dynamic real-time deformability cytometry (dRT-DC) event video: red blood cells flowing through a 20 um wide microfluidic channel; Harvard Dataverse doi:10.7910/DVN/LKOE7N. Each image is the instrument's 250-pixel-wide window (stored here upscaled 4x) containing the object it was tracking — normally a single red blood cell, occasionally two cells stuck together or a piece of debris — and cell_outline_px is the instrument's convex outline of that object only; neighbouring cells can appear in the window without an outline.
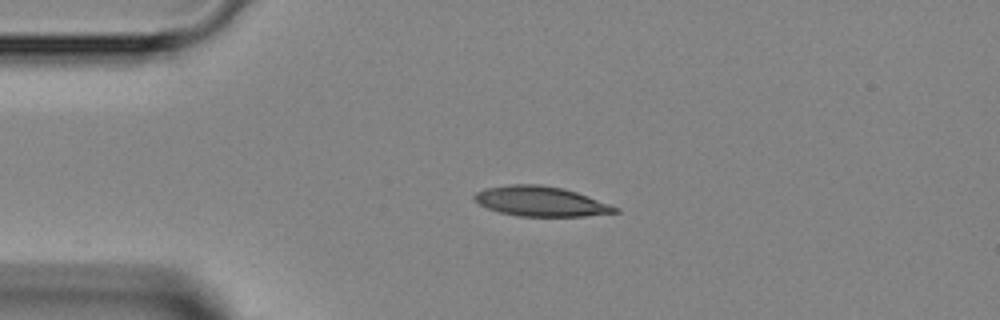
{"species": "Egyptian fruit bat (a non-hibernating species)", "species_latin": "Rousettus aegyptiacus", "temperature_condition": "room temperature", "stored_images_in_passage": 3, "camera_frame_rate_fps": 3000, "um_per_image_px": 0.085, "animal": {"sex": "female"}, "frame": {"image": 1, "passage_image": 2, "time_ms": 1.333, "image_size_px": [1000, 320], "cell_outline_px": [[620, 212], [584, 216], [520, 216], [500, 212], [488, 208], [472, 200], [472, 196], [476, 192], [484, 188], [508, 184], [540, 184], [564, 188], [588, 196], [620, 208]], "centroid_in_image_um": [45.94, 17.1], "position_along_channel_um": 39.1, "area_um2": 24.62}}